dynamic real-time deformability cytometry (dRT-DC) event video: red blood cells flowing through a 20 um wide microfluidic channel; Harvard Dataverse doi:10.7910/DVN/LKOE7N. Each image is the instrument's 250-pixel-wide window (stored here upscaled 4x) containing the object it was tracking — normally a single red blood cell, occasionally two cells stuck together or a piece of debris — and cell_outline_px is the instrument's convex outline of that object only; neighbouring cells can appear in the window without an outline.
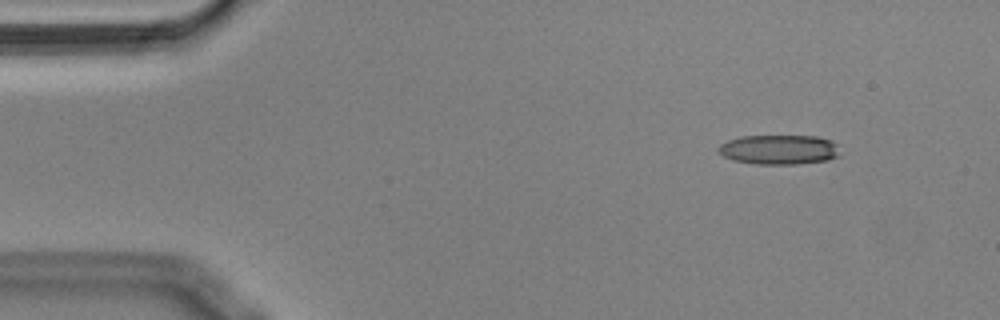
{"species": "Egyptian fruit bat (a non-hibernating species)", "species_latin": "Rousettus aegyptiacus", "temperature_condition": "cold", "stored_images_in_passage": 54, "camera_frame_rate_fps": 3000, "um_per_image_px": 0.085, "animal": {"sex": "male"}, "frame": {"image": 1, "passage_image": 5, "time_ms": 1.333, "image_size_px": [1000, 320], "cell_outline_px": [[840, 156], [828, 160], [796, 164], [756, 164], [732, 160], [724, 156], [716, 148], [720, 144], [728, 140], [740, 136], [816, 136], [828, 140], [836, 144]], "centroid_in_image_um": [66.2, 12.72], "position_along_channel_um": 18.8, "area_um2": 20.98}}
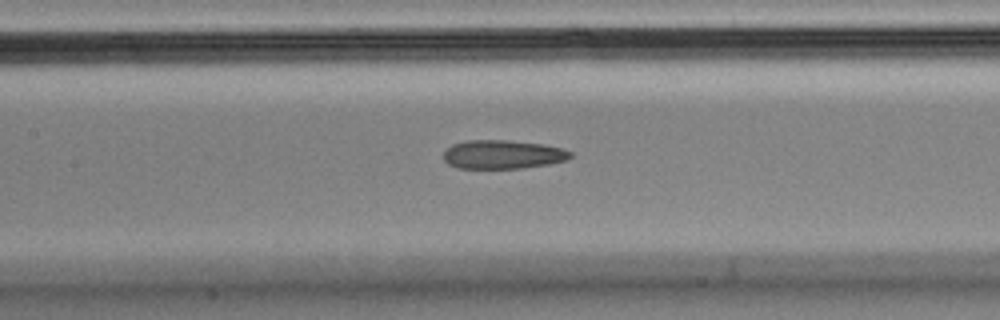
{"frame": {"image": 2, "passage_image": 24, "time_ms": 7.667, "image_size_px": [1000, 320], "cell_outline_px": [[572, 156], [568, 160], [548, 164], [520, 168], [456, 168], [448, 164], [444, 160], [444, 152], [452, 144], [468, 140], [508, 140], [544, 144], [560, 148], [572, 152]], "centroid_in_image_um": [42.73, 13.13], "position_along_channel_um": 164.7, "area_um2": 21.27}}
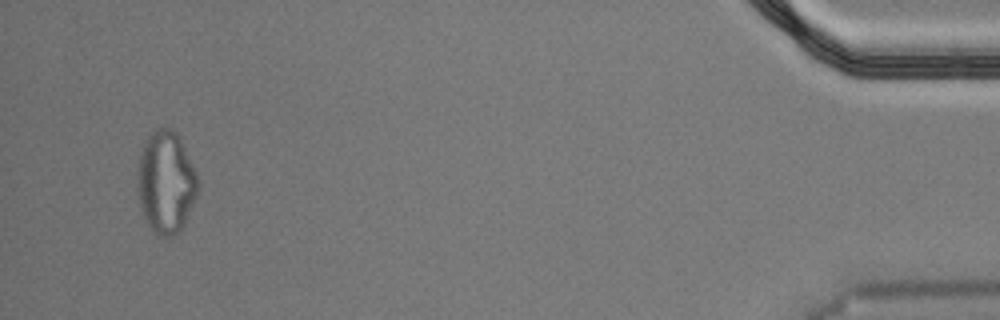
{"frame": {"image": 3, "passage_image": 52, "time_ms": 17.0, "image_size_px": [1000, 320], "cell_outline_px": [[200, 184], [196, 196], [184, 224], [180, 232], [176, 236], [156, 236], [148, 224], [144, 216], [140, 204], [136, 180], [140, 152], [148, 136], [156, 128], [168, 128], [176, 132], [180, 136], [200, 180]], "centroid_in_image_um": [14.12, 15.49], "position_along_channel_um": 421.1, "area_um2": 36.36}, "authors_computed_cell_mechanics": {"area_um2": 22.3975, "velocity_mm_per_s": 3.6079, "shape_relaxation_time_tau1_ms": null, "shape_relaxation_time_tau2_ms": 4.0184, "deformation_change_tau1": null, "deformation_change_tau2": 0.1366}}